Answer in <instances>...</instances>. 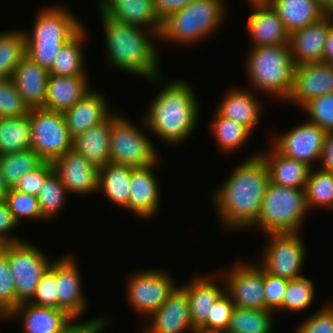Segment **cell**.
<instances>
[{"label": "cell", "mask_w": 333, "mask_h": 333, "mask_svg": "<svg viewBox=\"0 0 333 333\" xmlns=\"http://www.w3.org/2000/svg\"><path fill=\"white\" fill-rule=\"evenodd\" d=\"M251 154L212 193V203L224 229H246L256 223L269 184L265 161Z\"/></svg>", "instance_id": "obj_1"}, {"label": "cell", "mask_w": 333, "mask_h": 333, "mask_svg": "<svg viewBox=\"0 0 333 333\" xmlns=\"http://www.w3.org/2000/svg\"><path fill=\"white\" fill-rule=\"evenodd\" d=\"M98 10L105 35V48L107 47L106 62L113 65V68L126 71L127 74L140 76L155 84L159 83L162 77H160L158 51L155 48L159 34L156 31L129 25Z\"/></svg>", "instance_id": "obj_2"}, {"label": "cell", "mask_w": 333, "mask_h": 333, "mask_svg": "<svg viewBox=\"0 0 333 333\" xmlns=\"http://www.w3.org/2000/svg\"><path fill=\"white\" fill-rule=\"evenodd\" d=\"M162 90L153 97L142 123L162 143H184L196 130L199 118V103L193 87L180 79L163 84Z\"/></svg>", "instance_id": "obj_3"}, {"label": "cell", "mask_w": 333, "mask_h": 333, "mask_svg": "<svg viewBox=\"0 0 333 333\" xmlns=\"http://www.w3.org/2000/svg\"><path fill=\"white\" fill-rule=\"evenodd\" d=\"M246 59L245 72L251 90L286 101L295 71L288 44L251 47Z\"/></svg>", "instance_id": "obj_4"}, {"label": "cell", "mask_w": 333, "mask_h": 333, "mask_svg": "<svg viewBox=\"0 0 333 333\" xmlns=\"http://www.w3.org/2000/svg\"><path fill=\"white\" fill-rule=\"evenodd\" d=\"M223 0H193L162 19L158 40L192 46L212 36L225 22Z\"/></svg>", "instance_id": "obj_5"}, {"label": "cell", "mask_w": 333, "mask_h": 333, "mask_svg": "<svg viewBox=\"0 0 333 333\" xmlns=\"http://www.w3.org/2000/svg\"><path fill=\"white\" fill-rule=\"evenodd\" d=\"M308 210L305 189L269 182L257 221L252 227L260 228L264 234L300 232Z\"/></svg>", "instance_id": "obj_6"}, {"label": "cell", "mask_w": 333, "mask_h": 333, "mask_svg": "<svg viewBox=\"0 0 333 333\" xmlns=\"http://www.w3.org/2000/svg\"><path fill=\"white\" fill-rule=\"evenodd\" d=\"M127 117L111 113L110 158L112 163L145 167L161 159L147 134Z\"/></svg>", "instance_id": "obj_7"}, {"label": "cell", "mask_w": 333, "mask_h": 333, "mask_svg": "<svg viewBox=\"0 0 333 333\" xmlns=\"http://www.w3.org/2000/svg\"><path fill=\"white\" fill-rule=\"evenodd\" d=\"M0 248L7 254L14 278L16 307L30 302L37 284L53 261L40 248L25 240L3 243Z\"/></svg>", "instance_id": "obj_8"}, {"label": "cell", "mask_w": 333, "mask_h": 333, "mask_svg": "<svg viewBox=\"0 0 333 333\" xmlns=\"http://www.w3.org/2000/svg\"><path fill=\"white\" fill-rule=\"evenodd\" d=\"M301 232L268 233L259 265L266 273L287 280L302 274L306 250Z\"/></svg>", "instance_id": "obj_9"}, {"label": "cell", "mask_w": 333, "mask_h": 333, "mask_svg": "<svg viewBox=\"0 0 333 333\" xmlns=\"http://www.w3.org/2000/svg\"><path fill=\"white\" fill-rule=\"evenodd\" d=\"M31 149L47 162H53L73 148V138L66 125L63 113L43 107L32 108Z\"/></svg>", "instance_id": "obj_10"}, {"label": "cell", "mask_w": 333, "mask_h": 333, "mask_svg": "<svg viewBox=\"0 0 333 333\" xmlns=\"http://www.w3.org/2000/svg\"><path fill=\"white\" fill-rule=\"evenodd\" d=\"M169 275L158 268H151L127 277V302L139 315L148 319L175 290L177 285Z\"/></svg>", "instance_id": "obj_11"}, {"label": "cell", "mask_w": 333, "mask_h": 333, "mask_svg": "<svg viewBox=\"0 0 333 333\" xmlns=\"http://www.w3.org/2000/svg\"><path fill=\"white\" fill-rule=\"evenodd\" d=\"M240 260L226 270L221 269L226 293L235 307L266 309L263 268L254 261Z\"/></svg>", "instance_id": "obj_12"}, {"label": "cell", "mask_w": 333, "mask_h": 333, "mask_svg": "<svg viewBox=\"0 0 333 333\" xmlns=\"http://www.w3.org/2000/svg\"><path fill=\"white\" fill-rule=\"evenodd\" d=\"M326 131L306 120L280 135H274L270 144L282 155L315 168L323 151Z\"/></svg>", "instance_id": "obj_13"}, {"label": "cell", "mask_w": 333, "mask_h": 333, "mask_svg": "<svg viewBox=\"0 0 333 333\" xmlns=\"http://www.w3.org/2000/svg\"><path fill=\"white\" fill-rule=\"evenodd\" d=\"M67 7L47 6L37 12L31 32L24 30L26 41H68L84 25Z\"/></svg>", "instance_id": "obj_14"}, {"label": "cell", "mask_w": 333, "mask_h": 333, "mask_svg": "<svg viewBox=\"0 0 333 333\" xmlns=\"http://www.w3.org/2000/svg\"><path fill=\"white\" fill-rule=\"evenodd\" d=\"M52 165L69 194L78 196L98 192L100 169L75 149L68 150Z\"/></svg>", "instance_id": "obj_15"}, {"label": "cell", "mask_w": 333, "mask_h": 333, "mask_svg": "<svg viewBox=\"0 0 333 333\" xmlns=\"http://www.w3.org/2000/svg\"><path fill=\"white\" fill-rule=\"evenodd\" d=\"M333 92V66L319 61L295 66L293 86L285 102L302 108L311 99Z\"/></svg>", "instance_id": "obj_16"}, {"label": "cell", "mask_w": 333, "mask_h": 333, "mask_svg": "<svg viewBox=\"0 0 333 333\" xmlns=\"http://www.w3.org/2000/svg\"><path fill=\"white\" fill-rule=\"evenodd\" d=\"M141 333H193L187 292L177 286L168 299L148 319Z\"/></svg>", "instance_id": "obj_17"}, {"label": "cell", "mask_w": 333, "mask_h": 333, "mask_svg": "<svg viewBox=\"0 0 333 333\" xmlns=\"http://www.w3.org/2000/svg\"><path fill=\"white\" fill-rule=\"evenodd\" d=\"M160 160L145 167H132L130 196L126 210L133 212L142 220L158 214L159 206H161V187L157 175L153 171Z\"/></svg>", "instance_id": "obj_18"}, {"label": "cell", "mask_w": 333, "mask_h": 333, "mask_svg": "<svg viewBox=\"0 0 333 333\" xmlns=\"http://www.w3.org/2000/svg\"><path fill=\"white\" fill-rule=\"evenodd\" d=\"M71 255L56 258L57 308L65 310L73 318H80L88 305L79 267Z\"/></svg>", "instance_id": "obj_19"}, {"label": "cell", "mask_w": 333, "mask_h": 333, "mask_svg": "<svg viewBox=\"0 0 333 333\" xmlns=\"http://www.w3.org/2000/svg\"><path fill=\"white\" fill-rule=\"evenodd\" d=\"M253 12L248 16L246 27L252 47L288 44L289 33L279 15L266 1H249Z\"/></svg>", "instance_id": "obj_20"}, {"label": "cell", "mask_w": 333, "mask_h": 333, "mask_svg": "<svg viewBox=\"0 0 333 333\" xmlns=\"http://www.w3.org/2000/svg\"><path fill=\"white\" fill-rule=\"evenodd\" d=\"M333 22L323 17L289 35L288 47L295 66L323 61V51Z\"/></svg>", "instance_id": "obj_21"}, {"label": "cell", "mask_w": 333, "mask_h": 333, "mask_svg": "<svg viewBox=\"0 0 333 333\" xmlns=\"http://www.w3.org/2000/svg\"><path fill=\"white\" fill-rule=\"evenodd\" d=\"M217 273V277L213 273L197 275L189 284L187 282L181 286L187 292L191 322L196 329L207 320L212 305L226 292L224 279Z\"/></svg>", "instance_id": "obj_22"}, {"label": "cell", "mask_w": 333, "mask_h": 333, "mask_svg": "<svg viewBox=\"0 0 333 333\" xmlns=\"http://www.w3.org/2000/svg\"><path fill=\"white\" fill-rule=\"evenodd\" d=\"M98 5L107 16L158 34L161 32L162 19L156 12L153 0H99Z\"/></svg>", "instance_id": "obj_23"}, {"label": "cell", "mask_w": 333, "mask_h": 333, "mask_svg": "<svg viewBox=\"0 0 333 333\" xmlns=\"http://www.w3.org/2000/svg\"><path fill=\"white\" fill-rule=\"evenodd\" d=\"M107 103L104 94L92 89L64 112L71 137L74 139L90 127L104 121L113 112Z\"/></svg>", "instance_id": "obj_24"}, {"label": "cell", "mask_w": 333, "mask_h": 333, "mask_svg": "<svg viewBox=\"0 0 333 333\" xmlns=\"http://www.w3.org/2000/svg\"><path fill=\"white\" fill-rule=\"evenodd\" d=\"M227 90L215 111L245 126L253 134L263 111L260 98L251 88L244 90L236 86Z\"/></svg>", "instance_id": "obj_25"}, {"label": "cell", "mask_w": 333, "mask_h": 333, "mask_svg": "<svg viewBox=\"0 0 333 333\" xmlns=\"http://www.w3.org/2000/svg\"><path fill=\"white\" fill-rule=\"evenodd\" d=\"M49 71L25 55L15 68L12 80L30 109L44 107Z\"/></svg>", "instance_id": "obj_26"}, {"label": "cell", "mask_w": 333, "mask_h": 333, "mask_svg": "<svg viewBox=\"0 0 333 333\" xmlns=\"http://www.w3.org/2000/svg\"><path fill=\"white\" fill-rule=\"evenodd\" d=\"M21 318L23 333H57L71 317L65 310L23 303L9 312V320Z\"/></svg>", "instance_id": "obj_27"}, {"label": "cell", "mask_w": 333, "mask_h": 333, "mask_svg": "<svg viewBox=\"0 0 333 333\" xmlns=\"http://www.w3.org/2000/svg\"><path fill=\"white\" fill-rule=\"evenodd\" d=\"M259 156L265 161L269 181L284 187L305 189L311 167L279 153L271 144ZM268 151V152H267Z\"/></svg>", "instance_id": "obj_28"}, {"label": "cell", "mask_w": 333, "mask_h": 333, "mask_svg": "<svg viewBox=\"0 0 333 333\" xmlns=\"http://www.w3.org/2000/svg\"><path fill=\"white\" fill-rule=\"evenodd\" d=\"M87 76H59L49 74L45 109L64 113L90 90Z\"/></svg>", "instance_id": "obj_29"}, {"label": "cell", "mask_w": 333, "mask_h": 333, "mask_svg": "<svg viewBox=\"0 0 333 333\" xmlns=\"http://www.w3.org/2000/svg\"><path fill=\"white\" fill-rule=\"evenodd\" d=\"M111 114L102 122L90 127L73 140V149L99 169L111 162Z\"/></svg>", "instance_id": "obj_30"}, {"label": "cell", "mask_w": 333, "mask_h": 333, "mask_svg": "<svg viewBox=\"0 0 333 333\" xmlns=\"http://www.w3.org/2000/svg\"><path fill=\"white\" fill-rule=\"evenodd\" d=\"M289 34L324 17L321 0H266Z\"/></svg>", "instance_id": "obj_31"}, {"label": "cell", "mask_w": 333, "mask_h": 333, "mask_svg": "<svg viewBox=\"0 0 333 333\" xmlns=\"http://www.w3.org/2000/svg\"><path fill=\"white\" fill-rule=\"evenodd\" d=\"M88 34L83 26L70 40L61 47L54 57L49 74L59 76H88L86 75V62L84 43Z\"/></svg>", "instance_id": "obj_32"}, {"label": "cell", "mask_w": 333, "mask_h": 333, "mask_svg": "<svg viewBox=\"0 0 333 333\" xmlns=\"http://www.w3.org/2000/svg\"><path fill=\"white\" fill-rule=\"evenodd\" d=\"M132 167L109 162L99 170V193L111 203L126 209L130 196Z\"/></svg>", "instance_id": "obj_33"}, {"label": "cell", "mask_w": 333, "mask_h": 333, "mask_svg": "<svg viewBox=\"0 0 333 333\" xmlns=\"http://www.w3.org/2000/svg\"><path fill=\"white\" fill-rule=\"evenodd\" d=\"M31 116L0 118V156L31 149Z\"/></svg>", "instance_id": "obj_34"}, {"label": "cell", "mask_w": 333, "mask_h": 333, "mask_svg": "<svg viewBox=\"0 0 333 333\" xmlns=\"http://www.w3.org/2000/svg\"><path fill=\"white\" fill-rule=\"evenodd\" d=\"M273 314L266 309L234 307L225 333H273Z\"/></svg>", "instance_id": "obj_35"}, {"label": "cell", "mask_w": 333, "mask_h": 333, "mask_svg": "<svg viewBox=\"0 0 333 333\" xmlns=\"http://www.w3.org/2000/svg\"><path fill=\"white\" fill-rule=\"evenodd\" d=\"M211 123V131L213 138L216 140L221 151L232 153L238 151L249 138L252 133L238 122L220 115L217 111L214 113Z\"/></svg>", "instance_id": "obj_36"}, {"label": "cell", "mask_w": 333, "mask_h": 333, "mask_svg": "<svg viewBox=\"0 0 333 333\" xmlns=\"http://www.w3.org/2000/svg\"><path fill=\"white\" fill-rule=\"evenodd\" d=\"M44 160L33 149L0 156V168L9 188L15 187L28 172L38 168Z\"/></svg>", "instance_id": "obj_37"}, {"label": "cell", "mask_w": 333, "mask_h": 333, "mask_svg": "<svg viewBox=\"0 0 333 333\" xmlns=\"http://www.w3.org/2000/svg\"><path fill=\"white\" fill-rule=\"evenodd\" d=\"M25 55L26 39L23 29L0 32V78L12 77Z\"/></svg>", "instance_id": "obj_38"}, {"label": "cell", "mask_w": 333, "mask_h": 333, "mask_svg": "<svg viewBox=\"0 0 333 333\" xmlns=\"http://www.w3.org/2000/svg\"><path fill=\"white\" fill-rule=\"evenodd\" d=\"M311 168L305 187L308 209H333V172Z\"/></svg>", "instance_id": "obj_39"}, {"label": "cell", "mask_w": 333, "mask_h": 333, "mask_svg": "<svg viewBox=\"0 0 333 333\" xmlns=\"http://www.w3.org/2000/svg\"><path fill=\"white\" fill-rule=\"evenodd\" d=\"M68 191L60 180L58 174L53 170L45 179L39 191L38 201L42 217L45 220L54 219L66 202Z\"/></svg>", "instance_id": "obj_40"}, {"label": "cell", "mask_w": 333, "mask_h": 333, "mask_svg": "<svg viewBox=\"0 0 333 333\" xmlns=\"http://www.w3.org/2000/svg\"><path fill=\"white\" fill-rule=\"evenodd\" d=\"M315 299V285L305 275L288 280V286L282 301V313L286 311L301 312L313 304Z\"/></svg>", "instance_id": "obj_41"}, {"label": "cell", "mask_w": 333, "mask_h": 333, "mask_svg": "<svg viewBox=\"0 0 333 333\" xmlns=\"http://www.w3.org/2000/svg\"><path fill=\"white\" fill-rule=\"evenodd\" d=\"M5 200L18 225L28 219L34 221L44 220L37 196L19 191L12 187L9 189Z\"/></svg>", "instance_id": "obj_42"}, {"label": "cell", "mask_w": 333, "mask_h": 333, "mask_svg": "<svg viewBox=\"0 0 333 333\" xmlns=\"http://www.w3.org/2000/svg\"><path fill=\"white\" fill-rule=\"evenodd\" d=\"M30 108L17 91L11 77L0 78V118L29 114Z\"/></svg>", "instance_id": "obj_43"}, {"label": "cell", "mask_w": 333, "mask_h": 333, "mask_svg": "<svg viewBox=\"0 0 333 333\" xmlns=\"http://www.w3.org/2000/svg\"><path fill=\"white\" fill-rule=\"evenodd\" d=\"M234 304L230 296L225 292L212 305L207 320L197 329L206 333H225L228 329Z\"/></svg>", "instance_id": "obj_44"}, {"label": "cell", "mask_w": 333, "mask_h": 333, "mask_svg": "<svg viewBox=\"0 0 333 333\" xmlns=\"http://www.w3.org/2000/svg\"><path fill=\"white\" fill-rule=\"evenodd\" d=\"M301 109L307 113L308 121L333 132V92L311 99Z\"/></svg>", "instance_id": "obj_45"}, {"label": "cell", "mask_w": 333, "mask_h": 333, "mask_svg": "<svg viewBox=\"0 0 333 333\" xmlns=\"http://www.w3.org/2000/svg\"><path fill=\"white\" fill-rule=\"evenodd\" d=\"M30 303L57 308L56 259L41 277Z\"/></svg>", "instance_id": "obj_46"}, {"label": "cell", "mask_w": 333, "mask_h": 333, "mask_svg": "<svg viewBox=\"0 0 333 333\" xmlns=\"http://www.w3.org/2000/svg\"><path fill=\"white\" fill-rule=\"evenodd\" d=\"M321 308L305 318L295 333H333V301Z\"/></svg>", "instance_id": "obj_47"}, {"label": "cell", "mask_w": 333, "mask_h": 333, "mask_svg": "<svg viewBox=\"0 0 333 333\" xmlns=\"http://www.w3.org/2000/svg\"><path fill=\"white\" fill-rule=\"evenodd\" d=\"M66 42L26 41V55L49 71L53 65L54 57Z\"/></svg>", "instance_id": "obj_48"}, {"label": "cell", "mask_w": 333, "mask_h": 333, "mask_svg": "<svg viewBox=\"0 0 333 333\" xmlns=\"http://www.w3.org/2000/svg\"><path fill=\"white\" fill-rule=\"evenodd\" d=\"M0 303L10 312L16 307V289L7 254L0 248Z\"/></svg>", "instance_id": "obj_49"}, {"label": "cell", "mask_w": 333, "mask_h": 333, "mask_svg": "<svg viewBox=\"0 0 333 333\" xmlns=\"http://www.w3.org/2000/svg\"><path fill=\"white\" fill-rule=\"evenodd\" d=\"M288 286V280L270 275L264 271V294L266 310L282 312V301Z\"/></svg>", "instance_id": "obj_50"}, {"label": "cell", "mask_w": 333, "mask_h": 333, "mask_svg": "<svg viewBox=\"0 0 333 333\" xmlns=\"http://www.w3.org/2000/svg\"><path fill=\"white\" fill-rule=\"evenodd\" d=\"M53 170L52 162L44 161L38 168L25 174L14 188L38 196L46 177Z\"/></svg>", "instance_id": "obj_51"}, {"label": "cell", "mask_w": 333, "mask_h": 333, "mask_svg": "<svg viewBox=\"0 0 333 333\" xmlns=\"http://www.w3.org/2000/svg\"><path fill=\"white\" fill-rule=\"evenodd\" d=\"M18 226V223L15 221L9 209L7 201L5 199L0 200V244L24 240L19 236L11 234Z\"/></svg>", "instance_id": "obj_52"}, {"label": "cell", "mask_w": 333, "mask_h": 333, "mask_svg": "<svg viewBox=\"0 0 333 333\" xmlns=\"http://www.w3.org/2000/svg\"><path fill=\"white\" fill-rule=\"evenodd\" d=\"M77 319L72 318L57 333H100L105 327H109L111 321L105 317L93 318L85 322L75 321Z\"/></svg>", "instance_id": "obj_53"}, {"label": "cell", "mask_w": 333, "mask_h": 333, "mask_svg": "<svg viewBox=\"0 0 333 333\" xmlns=\"http://www.w3.org/2000/svg\"><path fill=\"white\" fill-rule=\"evenodd\" d=\"M193 0H153L154 7L161 19L169 13L179 10L191 3Z\"/></svg>", "instance_id": "obj_54"}, {"label": "cell", "mask_w": 333, "mask_h": 333, "mask_svg": "<svg viewBox=\"0 0 333 333\" xmlns=\"http://www.w3.org/2000/svg\"><path fill=\"white\" fill-rule=\"evenodd\" d=\"M320 169L333 172V132H327L319 161Z\"/></svg>", "instance_id": "obj_55"}, {"label": "cell", "mask_w": 333, "mask_h": 333, "mask_svg": "<svg viewBox=\"0 0 333 333\" xmlns=\"http://www.w3.org/2000/svg\"><path fill=\"white\" fill-rule=\"evenodd\" d=\"M333 60V27L329 30L323 51V61L330 63Z\"/></svg>", "instance_id": "obj_56"}, {"label": "cell", "mask_w": 333, "mask_h": 333, "mask_svg": "<svg viewBox=\"0 0 333 333\" xmlns=\"http://www.w3.org/2000/svg\"><path fill=\"white\" fill-rule=\"evenodd\" d=\"M324 16L333 22V0H321Z\"/></svg>", "instance_id": "obj_57"}, {"label": "cell", "mask_w": 333, "mask_h": 333, "mask_svg": "<svg viewBox=\"0 0 333 333\" xmlns=\"http://www.w3.org/2000/svg\"><path fill=\"white\" fill-rule=\"evenodd\" d=\"M9 186L6 184L5 179L2 175L1 168H0V200L6 198V195L9 192Z\"/></svg>", "instance_id": "obj_58"}, {"label": "cell", "mask_w": 333, "mask_h": 333, "mask_svg": "<svg viewBox=\"0 0 333 333\" xmlns=\"http://www.w3.org/2000/svg\"><path fill=\"white\" fill-rule=\"evenodd\" d=\"M0 319L9 320V312L0 303Z\"/></svg>", "instance_id": "obj_59"}, {"label": "cell", "mask_w": 333, "mask_h": 333, "mask_svg": "<svg viewBox=\"0 0 333 333\" xmlns=\"http://www.w3.org/2000/svg\"><path fill=\"white\" fill-rule=\"evenodd\" d=\"M193 333H206V332H202V331H199V330H195Z\"/></svg>", "instance_id": "obj_60"}, {"label": "cell", "mask_w": 333, "mask_h": 333, "mask_svg": "<svg viewBox=\"0 0 333 333\" xmlns=\"http://www.w3.org/2000/svg\"><path fill=\"white\" fill-rule=\"evenodd\" d=\"M248 1H264V0H248Z\"/></svg>", "instance_id": "obj_61"}, {"label": "cell", "mask_w": 333, "mask_h": 333, "mask_svg": "<svg viewBox=\"0 0 333 333\" xmlns=\"http://www.w3.org/2000/svg\"><path fill=\"white\" fill-rule=\"evenodd\" d=\"M105 330H106V327L100 333H104Z\"/></svg>", "instance_id": "obj_62"}]
</instances>
